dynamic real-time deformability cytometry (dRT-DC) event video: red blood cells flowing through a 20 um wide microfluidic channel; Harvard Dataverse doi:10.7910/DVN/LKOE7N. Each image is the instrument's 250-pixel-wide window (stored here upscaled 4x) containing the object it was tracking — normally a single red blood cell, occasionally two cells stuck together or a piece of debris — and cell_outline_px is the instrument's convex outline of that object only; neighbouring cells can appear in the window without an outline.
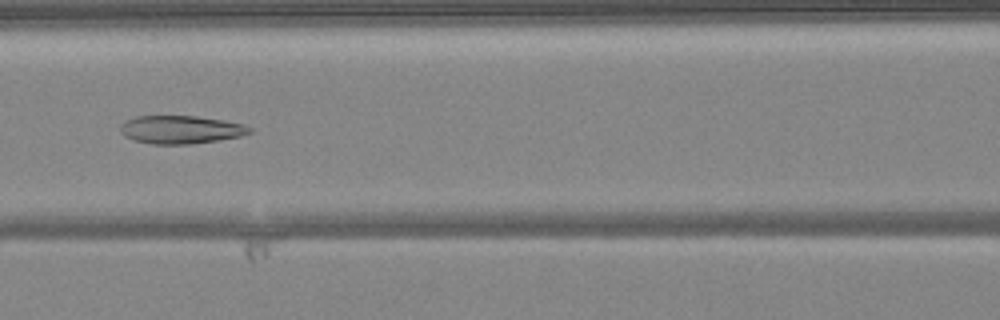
{"species": "common noctule bat (a hibernating species)", "species_latin": "Nyctalus noctula", "temperature_condition": "warm", "stored_images_in_passage": 36, "camera_frame_rate_fps": 3000, "um_per_image_px": 0.085, "animal": {"sex": "female", "body_mass_g": 24.6, "forearm_length_mm": 56.2}, "frame": {"image": 1, "passage_image": 8, "time_ms": 2.333, "image_size_px": [1000, 320], "cell_outline_px": [[252, 132], [240, 136], [216, 140], [188, 144], [152, 144], [136, 140], [124, 136], [120, 132], [120, 124], [136, 116], [196, 116], [224, 120], [244, 124], [252, 128]], "centroid_in_image_um": [15.37, 11.01], "position_along_channel_um": 151.2, "area_um2": 21.04}}
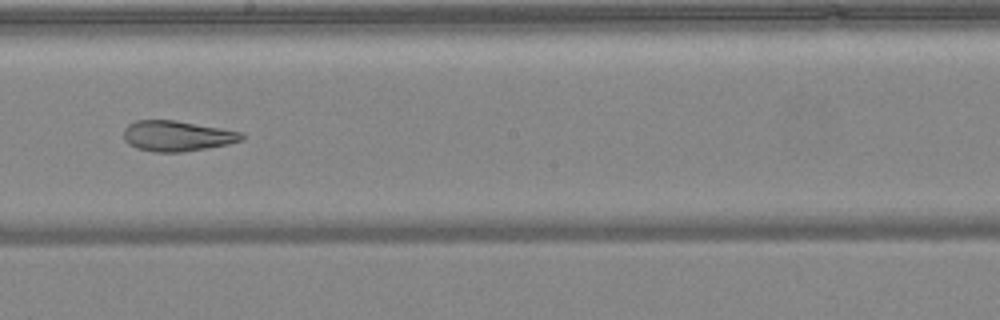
{"frame": {"image": 2, "passage_image": 14, "time_ms": 4.333, "image_size_px": [1000, 320], "cell_outline_px": [[244, 140], [228, 144], [208, 148], [184, 152], [152, 152], [136, 148], [128, 144], [124, 140], [124, 128], [128, 124], [136, 120], [176, 120], [244, 132]], "centroid_in_image_um": [15.06, 11.56], "position_along_channel_um": 233.1, "area_um2": 21.27}}
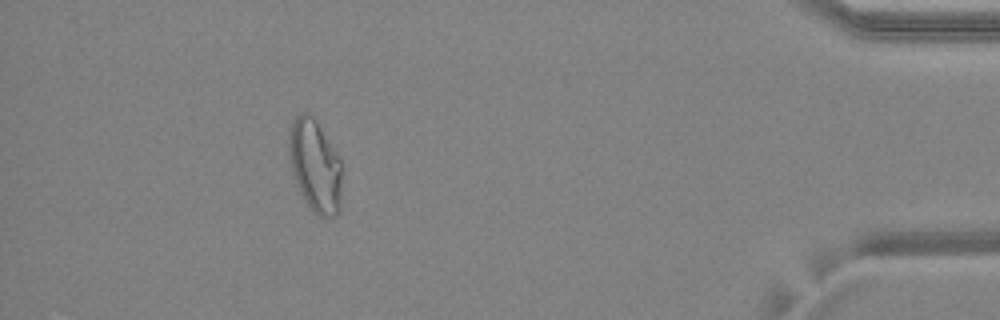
{"frame": {"image": 3, "passage_image": 31, "time_ms": 10.0, "image_size_px": [1000, 320], "cell_outline_px": [[340, 208], [336, 216], [316, 216], [308, 208], [300, 192], [292, 172], [288, 156], [288, 136], [292, 120], [300, 112], [308, 112], [316, 120], [340, 160]], "centroid_in_image_um": [26.73, 14.09], "position_along_channel_um": 408.5, "area_um2": 28.55}, "authors_computed_cell_mechanics": {"area_um2": 22.5131, "velocity_mm_per_s": 4.1141, "shape_relaxation_time_tau1_ms": null, "shape_relaxation_time_tau2_ms": 2.5189, "deformation_change_tau1": null, "deformation_change_tau2": 0.0939}}